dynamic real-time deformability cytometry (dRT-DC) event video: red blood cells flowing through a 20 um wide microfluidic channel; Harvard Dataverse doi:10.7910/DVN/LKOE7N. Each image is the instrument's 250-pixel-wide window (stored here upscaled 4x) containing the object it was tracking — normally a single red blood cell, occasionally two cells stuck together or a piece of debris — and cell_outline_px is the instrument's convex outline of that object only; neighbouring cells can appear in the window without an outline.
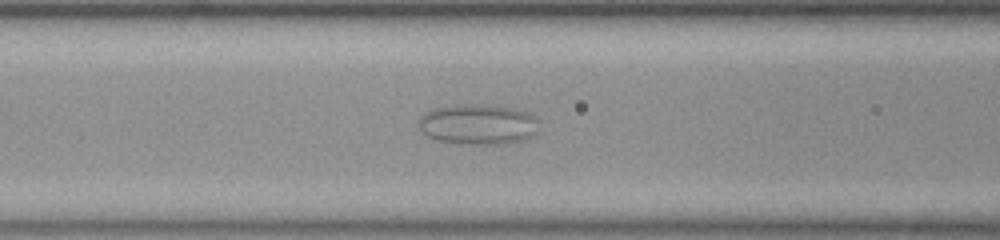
{"species": "common noctule bat (a hibernating species)", "species_latin": "Nyctalus noctula", "temperature_condition": "room temperature", "stored_images_in_passage": 57, "camera_frame_rate_fps": 3000, "um_per_image_px": 0.085, "animal": {"sex": "female", "body_mass_g": 23.0, "forearm_length_mm": 53.4}, "frame": {"image": 1, "passage_image": 23, "time_ms": 7.333, "image_size_px": [1000, 240], "cell_outline_px": [[540, 132], [524, 140], [508, 144], [460, 144], [436, 140], [420, 132], [420, 116], [424, 112], [432, 108], [464, 104], [480, 104], [516, 108], [528, 112], [536, 120]], "centroid_in_image_um": [40.65, 10.58], "position_along_channel_um": 126.0, "area_um2": 28.78}}
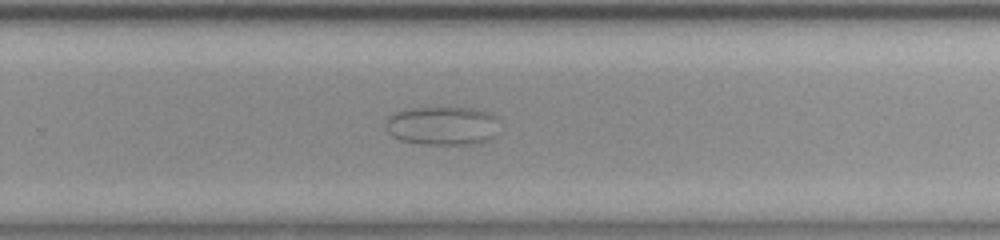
{"frame": {"image": 2, "passage_image": 37, "time_ms": 12.0, "image_size_px": [1000, 240], "cell_outline_px": [[500, 120], [496, 136], [492, 140], [480, 144], [420, 144], [400, 140], [392, 136], [388, 132], [384, 124], [396, 112], [408, 108], [472, 108], [488, 112], [496, 116]], "centroid_in_image_um": [37.68, 10.7], "position_along_channel_um": 292.1, "area_um2": 26.07}}
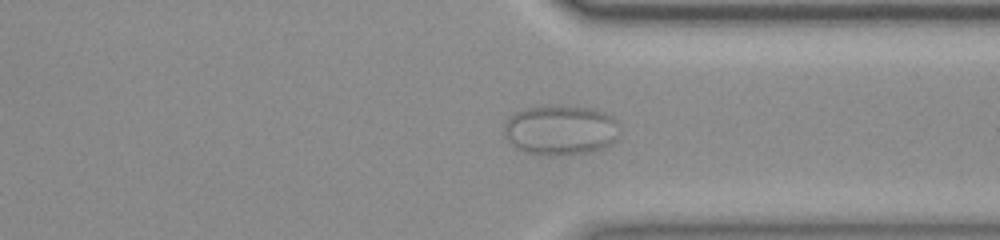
{"frame": {"image": 3, "passage_image": 43, "time_ms": 14.0, "image_size_px": [1000, 240], "cell_outline_px": [[620, 132], [616, 140], [612, 144], [604, 148], [588, 152], [556, 156], [536, 156], [516, 148], [504, 136], [504, 120], [516, 112], [528, 108], [552, 104], [588, 108], [604, 112], [612, 116], [620, 124]], "centroid_in_image_um": [47.65, 11.07], "position_along_channel_um": 363.7, "area_um2": 34.45}}